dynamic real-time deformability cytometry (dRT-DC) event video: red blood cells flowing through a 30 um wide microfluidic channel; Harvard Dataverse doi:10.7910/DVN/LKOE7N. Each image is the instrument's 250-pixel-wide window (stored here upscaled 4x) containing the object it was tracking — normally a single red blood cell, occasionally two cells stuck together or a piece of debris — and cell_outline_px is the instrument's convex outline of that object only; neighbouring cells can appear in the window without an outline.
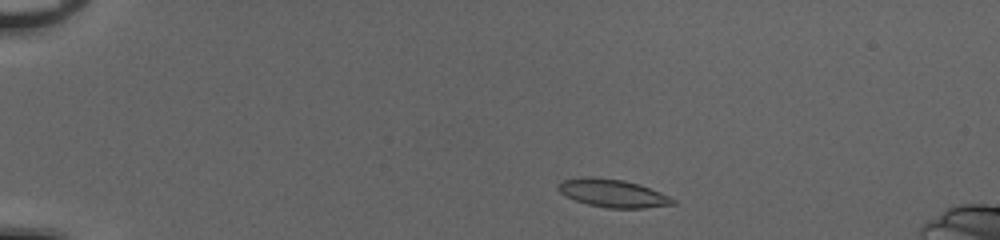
{"species": "common noctule bat (a hibernating species)", "species_latin": "Nyctalus noctula", "temperature_condition": "cold", "stored_images_in_passage": 45, "camera_frame_rate_fps": 3000, "um_per_image_px": 0.085, "animal": {"sex": "female", "body_mass_g": 20.0, "forearm_length_mm": 54.0}, "frame": {"image": 1, "passage_image": 4, "time_ms": 1.0, "image_size_px": [1000, 240], "cell_outline_px": [[676, 204], [644, 208], [608, 208], [588, 204], [564, 196], [556, 188], [556, 184], [564, 180], [584, 176], [592, 176], [624, 180], [640, 184], [660, 192], [676, 200]], "centroid_in_image_um": [52.06, 16.41], "position_along_channel_um": 32.9, "area_um2": 18.84}}
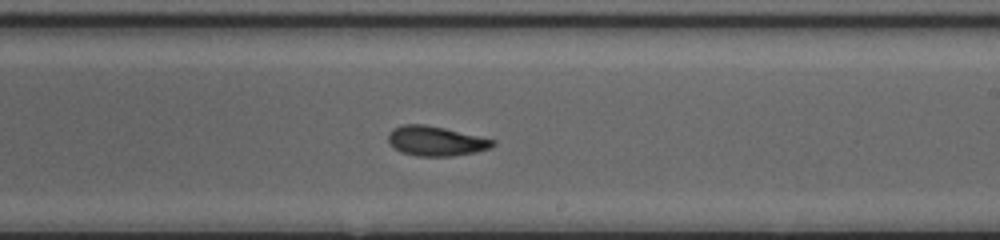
{"frame": {"image": 2, "passage_image": 26, "time_ms": 8.333, "image_size_px": [1000, 240], "cell_outline_px": [[496, 144], [488, 148], [476, 152], [452, 156], [416, 156], [400, 152], [388, 140], [388, 132], [392, 128], [404, 124], [424, 124], [444, 128], [496, 140]], "centroid_in_image_um": [37.03, 11.98], "position_along_channel_um": 252.0, "area_um2": 18.03}}
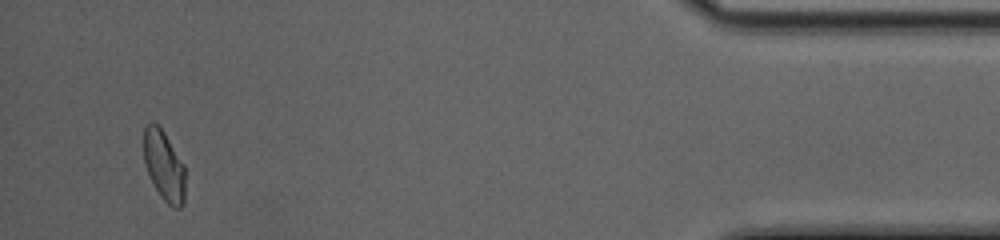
{"frame": {"image": 3, "passage_image": 43, "time_ms": 14.0, "image_size_px": [1000, 240], "cell_outline_px": [[184, 204], [180, 208], [172, 208], [160, 196], [148, 172], [144, 160], [144, 128], [152, 120], [164, 132], [184, 164]], "centroid_in_image_um": [13.95, 14.09], "position_along_channel_um": 421.3, "area_um2": 16.76}, "authors_computed_cell_mechanics": {"area_um2": 18.3226, "velocity_mm_per_s": 4.0747, "shape_relaxation_time_tau1_ms": 6.0727, "shape_relaxation_time_tau2_ms": 2.2351, "deformation_change_tau1": 0.1419, "deformation_change_tau2": 0.0823}}